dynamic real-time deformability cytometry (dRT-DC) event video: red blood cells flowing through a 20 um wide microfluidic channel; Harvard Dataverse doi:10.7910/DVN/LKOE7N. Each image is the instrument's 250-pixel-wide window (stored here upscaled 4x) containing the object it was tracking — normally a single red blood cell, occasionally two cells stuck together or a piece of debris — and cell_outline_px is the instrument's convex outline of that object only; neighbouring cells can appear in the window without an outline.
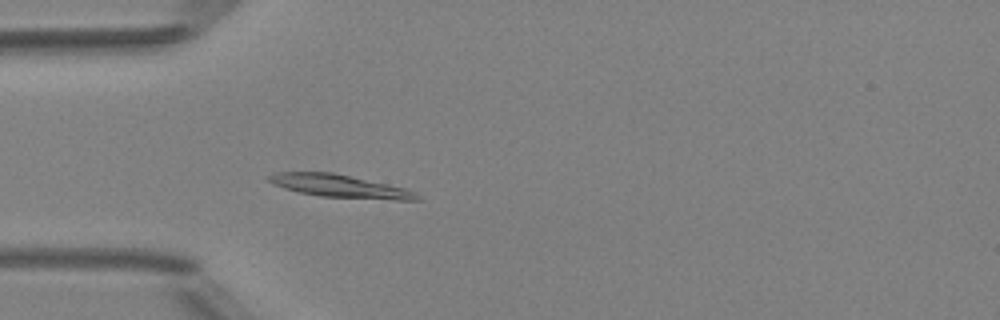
{"species": "Egyptian fruit bat (a non-hibernating species)", "species_latin": "Rousettus aegyptiacus", "temperature_condition": "room temperature", "stored_images_in_passage": 4, "camera_frame_rate_fps": 3000, "um_per_image_px": 0.085, "animal": {"sex": "female"}, "frame": {"image": 1, "passage_image": 4, "time_ms": 4.333, "image_size_px": [1000, 320], "cell_outline_px": [[424, 200], [396, 200], [320, 196], [296, 192], [272, 184], [264, 176], [272, 172], [332, 172], [388, 184], [404, 188], [416, 192]], "centroid_in_image_um": [28.84, 15.82], "position_along_channel_um": 56.2, "area_um2": 19.88}}